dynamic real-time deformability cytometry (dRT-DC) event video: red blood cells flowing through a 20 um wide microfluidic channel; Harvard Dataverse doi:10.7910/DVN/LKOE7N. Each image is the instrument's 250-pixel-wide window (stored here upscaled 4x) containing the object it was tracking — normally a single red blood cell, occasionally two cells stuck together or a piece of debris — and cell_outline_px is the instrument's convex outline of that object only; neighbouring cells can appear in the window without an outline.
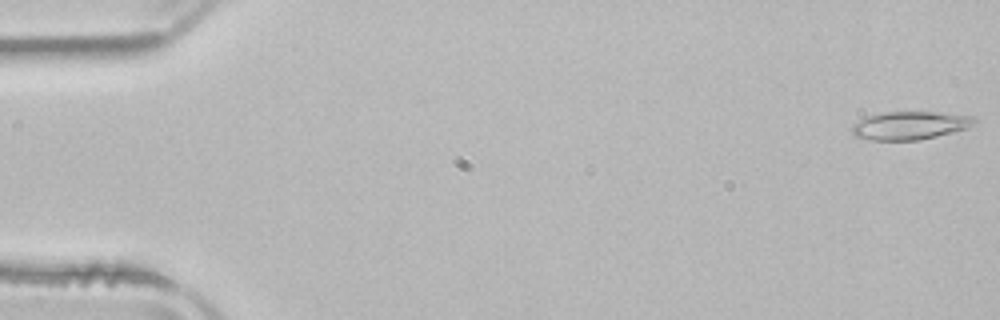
{"species": "common noctule bat (a hibernating species)", "species_latin": "Nyctalus noctula", "temperature_condition": "room temperature", "stored_images_in_passage": 52, "camera_frame_rate_fps": 3000, "um_per_image_px": 0.085, "animal": {"sex": "male", "body_mass_g": 21.5, "forearm_length_mm": 52.0}, "frame": {"image": 1, "passage_image": 1, "time_ms": 0.0, "image_size_px": [1000, 320], "cell_outline_px": [[976, 124], [968, 128], [920, 140], [872, 140], [852, 136], [852, 124], [868, 116], [880, 112], [940, 112], [972, 116], [976, 120]], "centroid_in_image_um": [77.34, 10.66], "position_along_channel_um": 7.7, "area_um2": 20.17}}
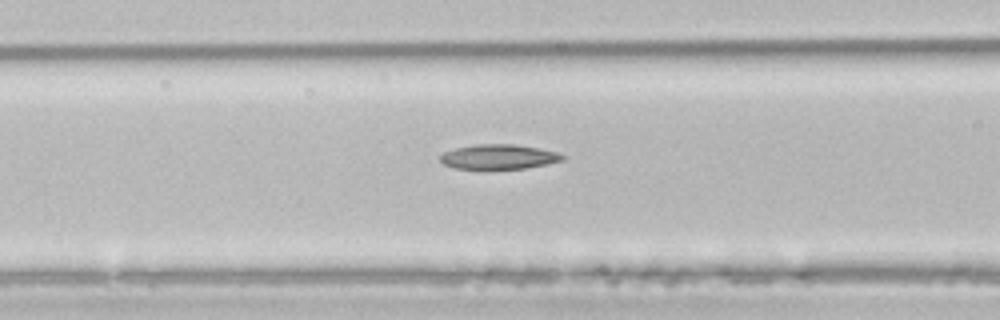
{"frame": {"image": 2, "passage_image": 21, "time_ms": 6.667, "image_size_px": [1000, 320], "cell_outline_px": [[568, 156], [564, 160], [548, 164], [524, 168], [484, 172], [480, 172], [452, 168], [444, 164], [440, 160], [440, 156], [444, 152], [456, 148], [476, 144], [512, 144], [536, 148], [556, 152]], "centroid_in_image_um": [42.35, 13.39], "position_along_channel_um": 124.3, "area_um2": 18.5}}
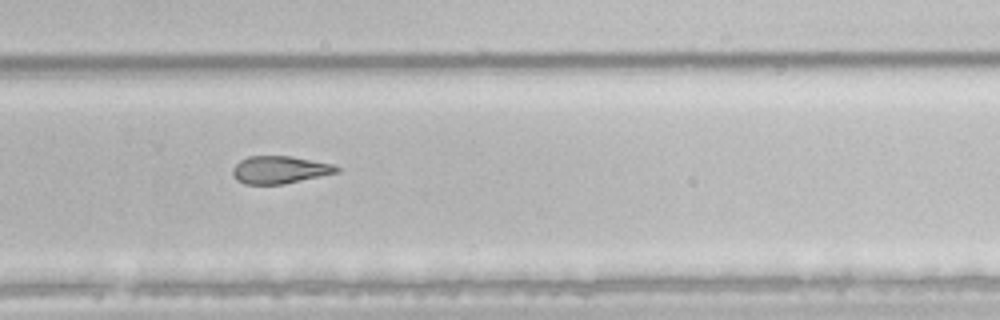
{"frame": {"image": 3, "passage_image": 35, "time_ms": 11.333, "image_size_px": [1000, 320], "cell_outline_px": [[340, 172], [284, 184], [244, 184], [236, 180], [232, 172], [232, 168], [240, 160], [248, 156], [288, 156], [332, 164], [340, 168]], "centroid_in_image_um": [23.76, 14.44], "position_along_channel_um": 306.0, "area_um2": 16.65}, "authors_computed_cell_mechanics": {"area_um2": 18.8139, "velocity_mm_per_s": 3.9037, "shape_relaxation_time_tau1_ms": 9.2187, "shape_relaxation_time_tau2_ms": 7.5273, "deformation_change_tau1": 0.2141, "deformation_change_tau2": 0.1815}}